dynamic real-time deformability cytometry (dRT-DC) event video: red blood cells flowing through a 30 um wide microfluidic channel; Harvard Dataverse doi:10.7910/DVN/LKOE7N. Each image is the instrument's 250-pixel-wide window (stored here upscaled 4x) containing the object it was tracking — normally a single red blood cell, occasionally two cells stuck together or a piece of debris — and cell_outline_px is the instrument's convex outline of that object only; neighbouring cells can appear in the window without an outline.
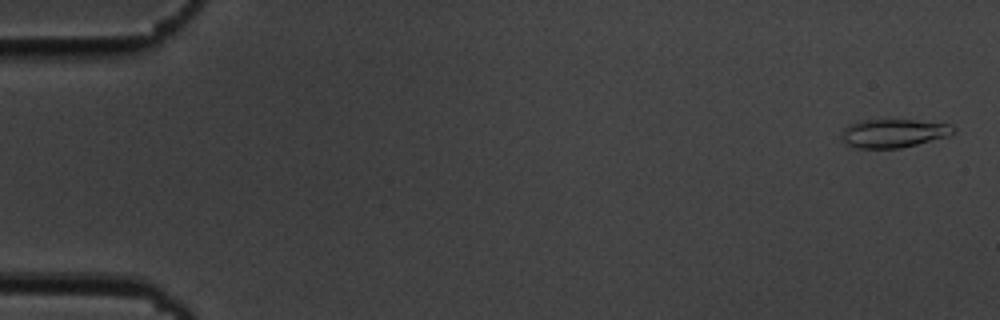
{"species": "common noctule bat (a hibernating species)", "species_latin": "Nyctalus noctula", "temperature_condition": "cold", "stored_images_in_passage": 55, "camera_frame_rate_fps": 3000, "um_per_image_px": 0.085, "animal": {"sex": "male", "body_mass_g": 19.5, "forearm_length_mm": 54.6}, "frame": {"image": 1, "passage_image": 2, "time_ms": 0.333, "image_size_px": [1000, 320], "cell_outline_px": [[956, 128], [948, 136], [900, 148], [856, 148], [848, 144], [840, 136], [844, 128], [848, 124], [860, 120], [916, 120], [948, 124]], "centroid_in_image_um": [75.91, 11.32], "position_along_channel_um": 9.1, "area_um2": 18.38}}
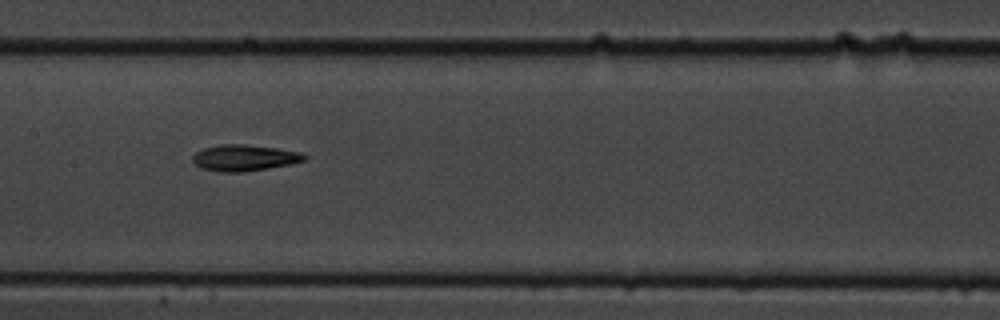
{"frame": {"image": 2, "passage_image": 28, "time_ms": 9.0, "image_size_px": [1000, 320], "cell_outline_px": [[308, 156], [304, 160], [288, 164], [268, 168], [240, 172], [220, 172], [200, 168], [192, 160], [192, 156], [196, 152], [204, 148], [224, 144], [244, 144], [276, 148], [300, 152]], "centroid_in_image_um": [20.74, 13.41], "position_along_channel_um": 186.7, "area_um2": 16.88}}
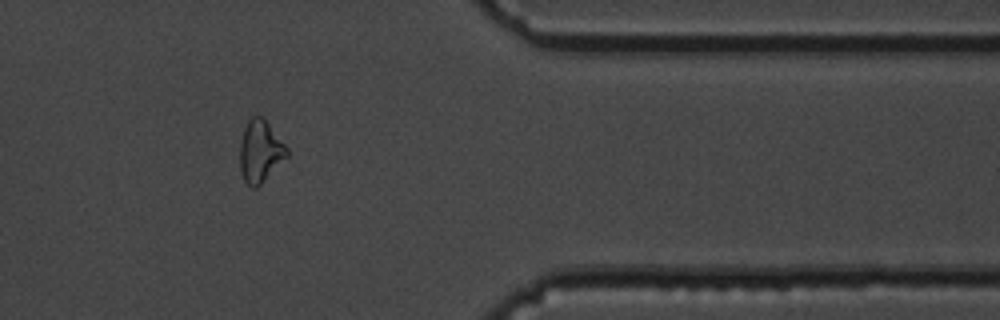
{"frame": {"image": 3, "passage_image": 46, "time_ms": 15.0, "image_size_px": [1000, 320], "cell_outline_px": [[288, 156], [256, 188], [252, 188], [244, 180], [240, 168], [240, 144], [244, 128], [248, 120], [252, 116], [260, 116], [268, 124], [288, 148]], "centroid_in_image_um": [22.11, 12.87], "position_along_channel_um": 389.3, "area_um2": 16.65}, "authors_computed_cell_mechanics": {"area_um2": 16.9932, "velocity_mm_per_s": 3.6645, "shape_relaxation_time_tau1_ms": 4.9198, "shape_relaxation_time_tau2_ms": 3.4158, "deformation_change_tau1": 0.1149, "deformation_change_tau2": 0.1117}}